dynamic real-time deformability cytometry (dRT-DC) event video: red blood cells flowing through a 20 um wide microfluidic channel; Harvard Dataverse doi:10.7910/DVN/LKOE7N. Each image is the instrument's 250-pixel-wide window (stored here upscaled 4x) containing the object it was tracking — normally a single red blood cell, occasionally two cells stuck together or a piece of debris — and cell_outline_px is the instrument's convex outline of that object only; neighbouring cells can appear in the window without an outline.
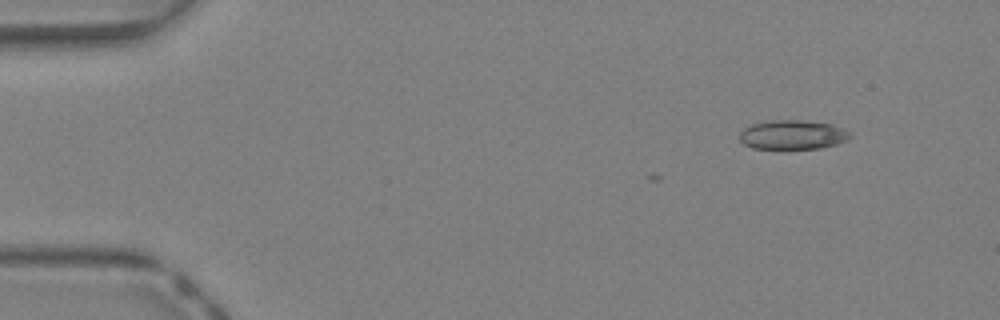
{"species": "Egyptian fruit bat (a non-hibernating species)", "species_latin": "Rousettus aegyptiacus", "temperature_condition": "warm", "stored_images_in_passage": 7, "camera_frame_rate_fps": 3000, "um_per_image_px": 0.085, "animal": {"sex": "female"}, "frame": {"image": 1, "passage_image": 1, "time_ms": 0.0, "image_size_px": [1000, 320], "cell_outline_px": [[852, 136], [848, 140], [836, 144], [820, 148], [752, 148], [744, 144], [740, 140], [740, 132], [744, 128], [752, 124], [772, 120], [808, 120], [832, 124], [852, 132]], "centroid_in_image_um": [67.42, 11.44], "position_along_channel_um": 17.6, "area_um2": 18.9}}